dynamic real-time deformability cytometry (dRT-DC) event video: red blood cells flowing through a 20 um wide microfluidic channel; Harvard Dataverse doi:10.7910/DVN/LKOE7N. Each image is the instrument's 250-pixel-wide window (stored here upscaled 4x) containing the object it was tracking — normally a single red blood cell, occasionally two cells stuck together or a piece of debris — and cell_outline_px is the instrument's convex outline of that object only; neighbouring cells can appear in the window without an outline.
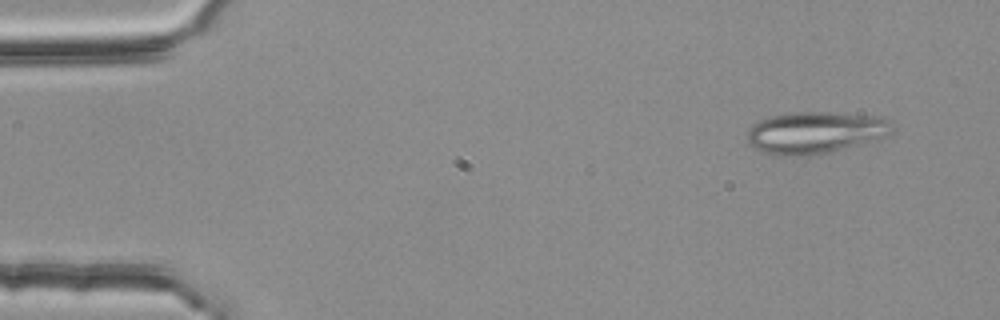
{"species": "common noctule bat (a hibernating species)", "species_latin": "Nyctalus noctula", "temperature_condition": "room temperature", "stored_images_in_passage": 3, "camera_frame_rate_fps": 3000, "um_per_image_px": 0.085, "animal": {"sex": "female", "body_mass_g": 25.1}, "frame": {"image": 1, "passage_image": 1, "time_ms": 0.0, "image_size_px": [1000, 320], "cell_outline_px": [[896, 128], [884, 136], [828, 152], [800, 156], [776, 156], [764, 152], [756, 148], [748, 140], [748, 132], [752, 124], [760, 120], [772, 116], [788, 112], [828, 112], [880, 116], [892, 120]], "centroid_in_image_um": [69.3, 11.24], "position_along_channel_um": 15.7, "area_um2": 35.08}}